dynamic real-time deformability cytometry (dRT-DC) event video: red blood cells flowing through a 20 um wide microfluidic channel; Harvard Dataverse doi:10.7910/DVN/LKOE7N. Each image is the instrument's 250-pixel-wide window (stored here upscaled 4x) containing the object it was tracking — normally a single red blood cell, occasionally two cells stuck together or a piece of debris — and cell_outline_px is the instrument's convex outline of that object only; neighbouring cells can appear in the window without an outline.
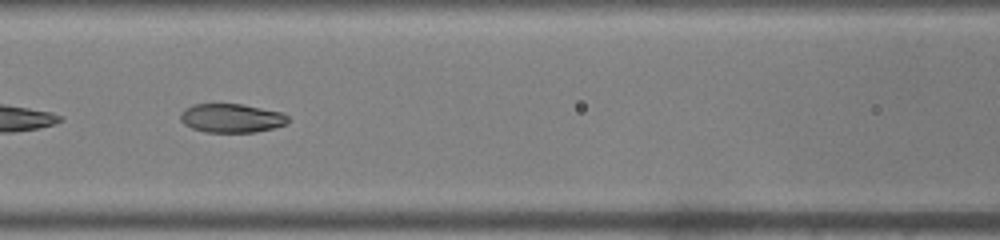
{"species": "common noctule bat (a hibernating species)", "species_latin": "Nyctalus noctula", "temperature_condition": "warm", "stored_images_in_passage": 22, "camera_frame_rate_fps": 3000, "um_per_image_px": 0.085, "animal": {"sex": "male", "body_mass_g": 19.0, "forearm_length_mm": 50.8}, "frame": {"image": 1, "passage_image": 7, "time_ms": 2.0, "image_size_px": [1000, 240], "cell_outline_px": [[288, 124], [256, 132], [204, 132], [192, 128], [184, 124], [180, 120], [180, 116], [184, 108], [192, 104], [244, 104], [284, 112], [288, 116]], "centroid_in_image_um": [19.69, 10.03], "position_along_channel_um": 146.9, "area_um2": 18.32}}